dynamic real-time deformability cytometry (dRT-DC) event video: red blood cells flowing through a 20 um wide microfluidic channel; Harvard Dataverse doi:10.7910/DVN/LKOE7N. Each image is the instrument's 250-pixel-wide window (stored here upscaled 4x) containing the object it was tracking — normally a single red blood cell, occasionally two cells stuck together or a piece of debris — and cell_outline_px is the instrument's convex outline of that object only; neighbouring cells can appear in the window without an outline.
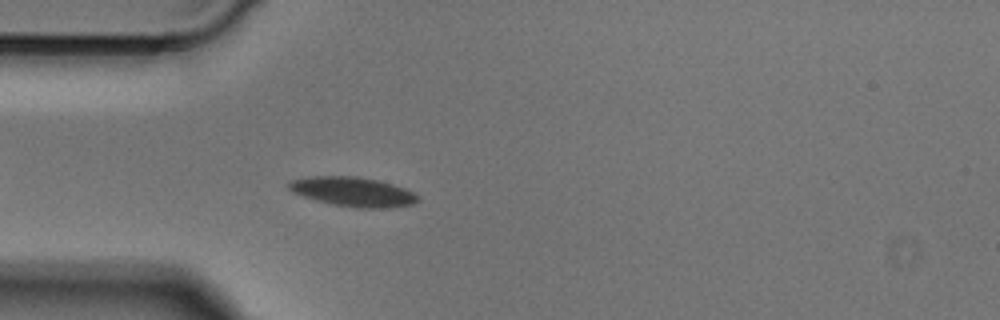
{"species": "Egyptian fruit bat (a non-hibernating species)", "species_latin": "Rousettus aegyptiacus", "temperature_condition": "cold", "stored_images_in_passage": 41, "camera_frame_rate_fps": 3000, "um_per_image_px": 0.085, "animal": {"sex": "male"}, "frame": {"image": 1, "passage_image": 5, "time_ms": 1.333, "image_size_px": [1000, 320], "cell_outline_px": [[420, 200], [412, 204], [384, 208], [356, 208], [332, 204], [316, 200], [292, 192], [288, 188], [288, 184], [292, 180], [308, 176], [356, 176], [376, 180], [392, 184], [404, 188], [420, 196]], "centroid_in_image_um": [30.0, 16.3], "position_along_channel_um": 55.0, "area_um2": 22.02}}
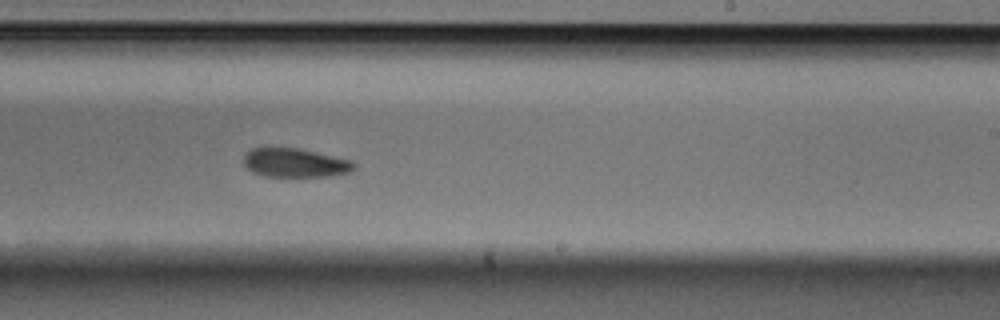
{"frame": {"image": 2, "passage_image": 21, "time_ms": 6.667, "image_size_px": [1000, 320], "cell_outline_px": [[356, 168], [348, 172], [328, 176], [264, 176], [252, 172], [244, 164], [244, 156], [252, 148], [264, 144], [272, 144], [296, 148], [352, 160], [356, 164]], "centroid_in_image_um": [25.01, 13.79], "position_along_channel_um": 264.0, "area_um2": 19.07}}
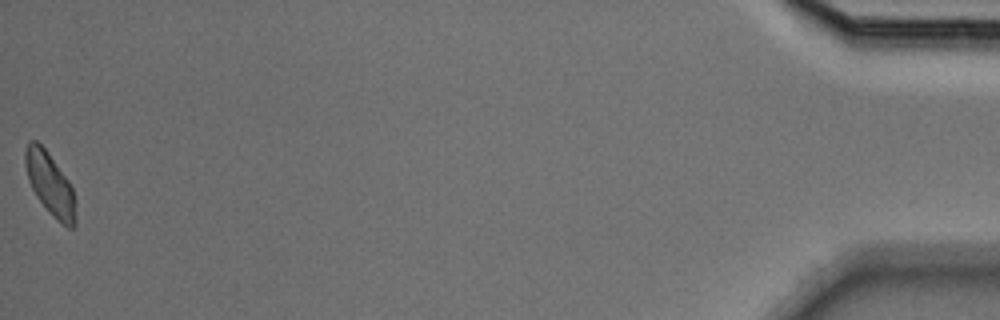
{"frame": {"image": 3, "passage_image": 41, "time_ms": 13.333, "image_size_px": [1000, 320], "cell_outline_px": [[76, 224], [72, 228], [68, 228], [56, 220], [48, 212], [36, 196], [28, 180], [24, 164], [24, 152], [28, 140], [36, 140], [48, 152], [68, 180], [72, 188], [76, 200]], "centroid_in_image_um": [4.25, 15.66], "position_along_channel_um": 430.9, "area_um2": 18.67}}